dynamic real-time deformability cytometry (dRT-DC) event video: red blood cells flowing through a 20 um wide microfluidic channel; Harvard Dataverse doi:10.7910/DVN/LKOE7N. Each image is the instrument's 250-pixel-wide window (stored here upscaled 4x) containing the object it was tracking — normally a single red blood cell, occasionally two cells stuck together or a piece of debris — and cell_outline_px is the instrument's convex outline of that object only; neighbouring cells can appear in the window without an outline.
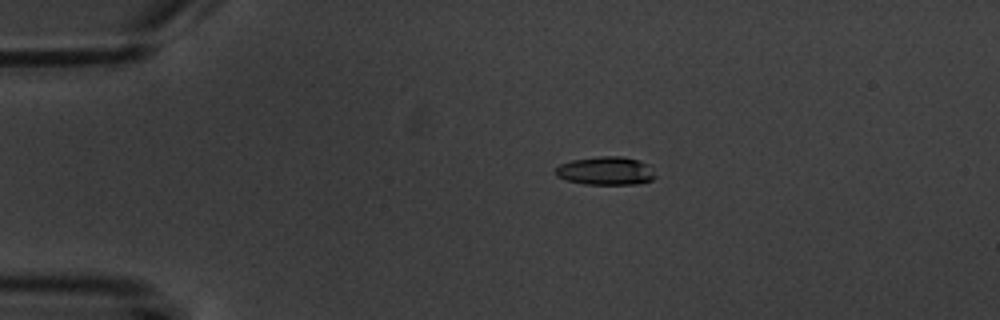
{"species": "common noctule bat (a hibernating species)", "species_latin": "Nyctalus noctula", "temperature_condition": "warm", "stored_images_in_passage": 5, "camera_frame_rate_fps": 3000, "um_per_image_px": 0.085, "animal": {"sex": "male", "body_mass_g": 20.1, "forearm_length_mm": 53.5}, "frame": {"image": 1, "passage_image": 2, "time_ms": 1.333, "image_size_px": [1000, 320], "cell_outline_px": [[656, 176], [652, 180], [636, 184], [584, 184], [568, 180], [556, 176], [556, 168], [560, 164], [572, 160], [600, 156], [620, 156], [640, 160], [648, 164]], "centroid_in_image_um": [51.51, 14.52], "position_along_channel_um": 33.5, "area_um2": 16.42}}
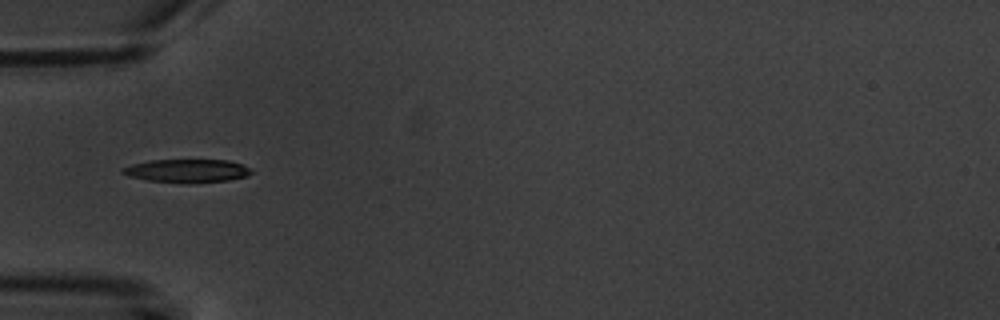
{"frame": {"image": 2, "passage_image": 4, "time_ms": 3.667, "image_size_px": [1000, 320], "cell_outline_px": [[252, 172], [248, 176], [228, 180], [188, 184], [184, 184], [148, 180], [128, 176], [120, 172], [120, 168], [132, 164], [152, 160], [228, 160], [252, 168]], "centroid_in_image_um": [15.89, 14.53], "position_along_channel_um": 69.1, "area_um2": 17.69}}